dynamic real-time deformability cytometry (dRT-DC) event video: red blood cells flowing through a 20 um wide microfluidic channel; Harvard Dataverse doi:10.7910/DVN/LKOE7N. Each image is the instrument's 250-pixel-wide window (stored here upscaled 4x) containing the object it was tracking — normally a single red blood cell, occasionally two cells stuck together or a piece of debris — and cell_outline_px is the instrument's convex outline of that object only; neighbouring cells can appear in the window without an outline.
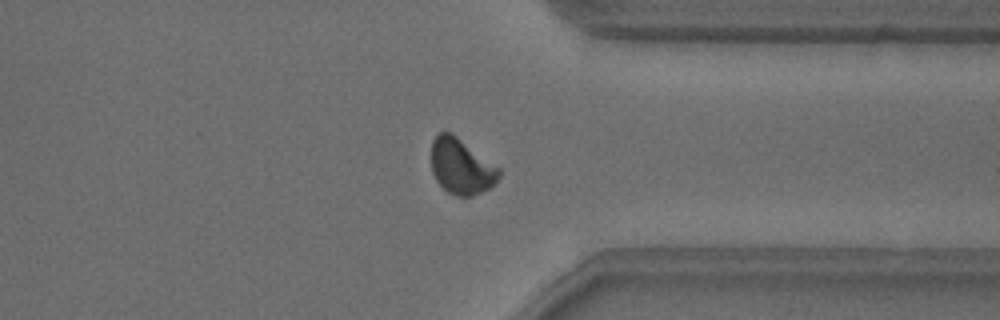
{"species": "common noctule bat (a hibernating species)", "species_latin": "Nyctalus noctula", "temperature_condition": "warm", "stored_images_in_passage": 48, "camera_frame_rate_fps": 3000, "um_per_image_px": 0.085, "animal": {"sex": "male", "body_mass_g": 18.8}, "frame": {"image": 1, "passage_image": 35, "time_ms": 11.333, "image_size_px": [1000, 320], "cell_outline_px": [[500, 176], [488, 188], [472, 196], [456, 196], [448, 192], [436, 180], [432, 172], [432, 140], [440, 132], [448, 132], [456, 136], [500, 168]], "centroid_in_image_um": [39.19, 14.15], "position_along_channel_um": 372.2, "area_um2": 21.5}}
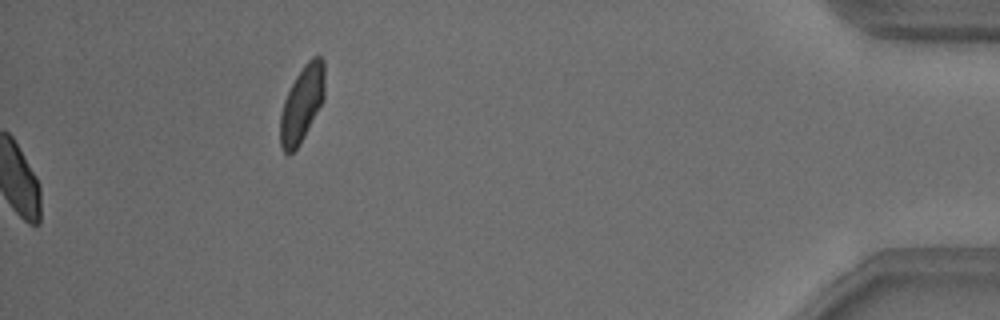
{"frame": {"image": 2, "passage_image": 48, "time_ms": 15.667, "image_size_px": [1000, 320], "cell_outline_px": [[324, 100], [300, 144], [288, 156], [284, 152], [280, 144], [280, 116], [284, 100], [296, 76], [304, 64], [312, 56], [320, 56], [324, 60]], "centroid_in_image_um": [25.67, 8.83], "position_along_channel_um": 409.5, "area_um2": 19.71}, "authors_computed_cell_mechanics": {"area_um2": 21.9929, "velocity_mm_per_s": 3.8282, "shape_relaxation_time_tau1_ms": 3.5997, "shape_relaxation_time_tau2_ms": 1.3286, "deformation_change_tau1": 0.0977, "deformation_change_tau2": 0.0645}}